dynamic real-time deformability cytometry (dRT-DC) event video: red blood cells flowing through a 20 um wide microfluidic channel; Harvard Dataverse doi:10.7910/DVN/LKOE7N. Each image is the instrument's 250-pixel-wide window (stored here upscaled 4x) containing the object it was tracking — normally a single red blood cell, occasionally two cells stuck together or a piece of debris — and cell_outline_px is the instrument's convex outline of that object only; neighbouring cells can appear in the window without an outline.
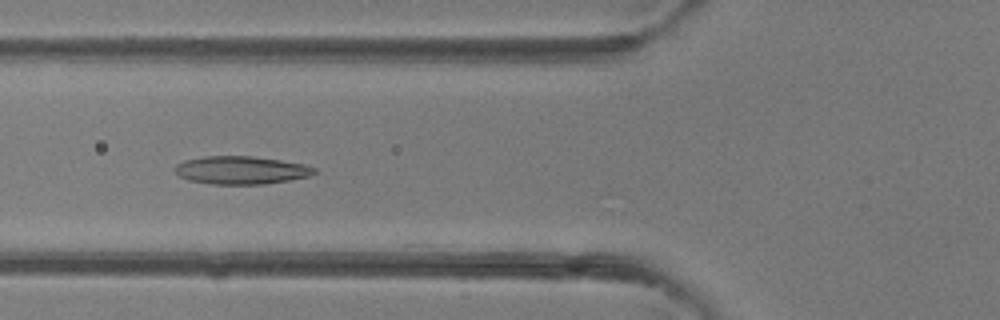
{"species": "common noctule bat (a hibernating species)", "species_latin": "Nyctalus noctula", "temperature_condition": "room temperature", "stored_images_in_passage": 4, "camera_frame_rate_fps": 3000, "um_per_image_px": 0.085, "animal": {"sex": "female"}, "frame": {"image": 1, "passage_image": 4, "time_ms": 3.333, "image_size_px": [1000, 320], "cell_outline_px": [[316, 172], [308, 176], [288, 180], [264, 184], [212, 184], [188, 180], [180, 176], [176, 172], [176, 164], [184, 160], [204, 156], [252, 156], [280, 160], [304, 164], [316, 168]], "centroid_in_image_um": [20.48, 14.46], "position_along_channel_um": 105.3, "area_um2": 22.6}}